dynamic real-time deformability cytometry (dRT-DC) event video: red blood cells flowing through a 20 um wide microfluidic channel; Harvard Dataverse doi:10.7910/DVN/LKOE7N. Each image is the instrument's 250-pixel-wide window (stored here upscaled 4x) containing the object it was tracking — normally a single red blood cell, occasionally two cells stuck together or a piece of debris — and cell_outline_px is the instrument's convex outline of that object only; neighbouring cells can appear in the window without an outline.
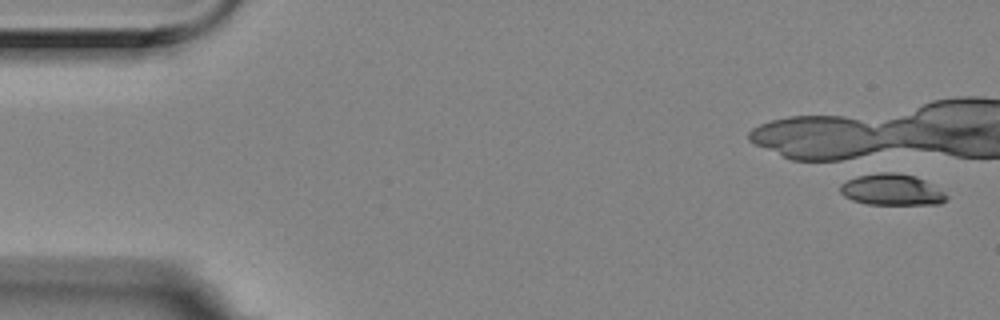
{"species": "Egyptian fruit bat (a non-hibernating species)", "species_latin": "Rousettus aegyptiacus", "temperature_condition": "room temperature", "stored_images_in_passage": 1, "camera_frame_rate_fps": 3000, "um_per_image_px": 0.085, "animal": {"sex": "female"}, "frame": {"image": 1, "passage_image": 1, "time_ms": 0.0, "image_size_px": [1000, 320], "cell_outline_px": [[948, 200], [940, 204], [868, 204], [852, 200], [844, 196], [840, 192], [840, 184], [856, 176], [880, 172], [896, 172], [916, 176], [924, 180], [944, 192], [948, 196]], "centroid_in_image_um": [75.8, 16.12], "position_along_channel_um": 9.2, "area_um2": 19.42}}